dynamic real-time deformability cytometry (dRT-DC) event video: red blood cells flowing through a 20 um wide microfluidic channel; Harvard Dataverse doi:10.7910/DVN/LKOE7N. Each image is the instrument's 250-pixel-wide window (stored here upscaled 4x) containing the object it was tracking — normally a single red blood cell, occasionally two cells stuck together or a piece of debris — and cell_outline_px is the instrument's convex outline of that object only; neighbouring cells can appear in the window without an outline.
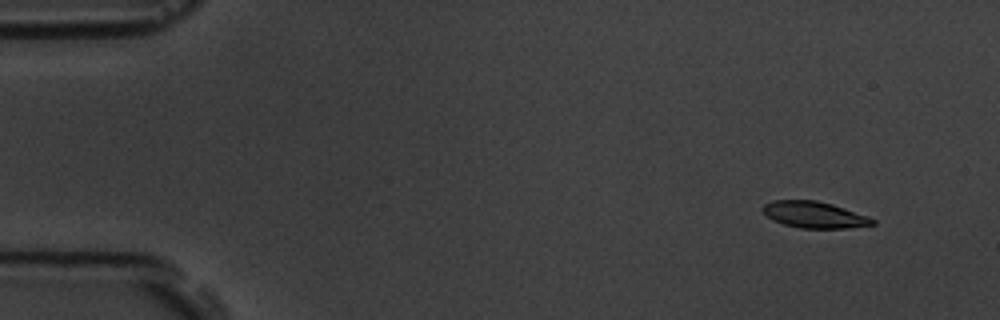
{"species": "common noctule bat (a hibernating species)", "species_latin": "Nyctalus noctula", "temperature_condition": "room temperature", "stored_images_in_passage": 4, "camera_frame_rate_fps": 3000, "um_per_image_px": 0.085, "animal": {"sex": "male", "body_mass_g": 19.5, "forearm_length_mm": 54.6}, "frame": {"image": 1, "passage_image": 1, "time_ms": 0.0, "image_size_px": [1000, 320], "cell_outline_px": [[876, 224], [848, 228], [800, 228], [784, 224], [772, 220], [760, 208], [764, 204], [772, 200], [816, 200], [832, 204], [868, 216], [876, 220]], "centroid_in_image_um": [69.21, 18.25], "position_along_channel_um": 15.8, "area_um2": 16.94}}
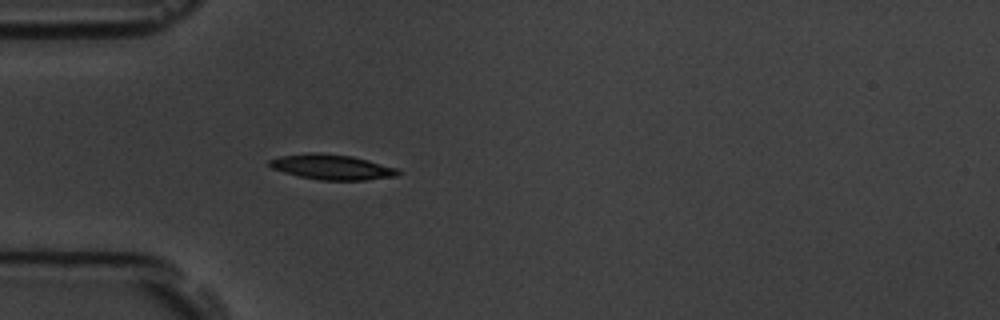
{"frame": {"image": 2, "passage_image": 4, "time_ms": 4.0, "image_size_px": [1000, 320], "cell_outline_px": [[400, 172], [396, 176], [364, 180], [320, 180], [300, 176], [284, 172], [272, 168], [268, 164], [268, 160], [280, 156], [308, 152], [316, 152], [352, 156], [400, 168]], "centroid_in_image_um": [28.22, 14.19], "position_along_channel_um": 56.8, "area_um2": 18.9}}